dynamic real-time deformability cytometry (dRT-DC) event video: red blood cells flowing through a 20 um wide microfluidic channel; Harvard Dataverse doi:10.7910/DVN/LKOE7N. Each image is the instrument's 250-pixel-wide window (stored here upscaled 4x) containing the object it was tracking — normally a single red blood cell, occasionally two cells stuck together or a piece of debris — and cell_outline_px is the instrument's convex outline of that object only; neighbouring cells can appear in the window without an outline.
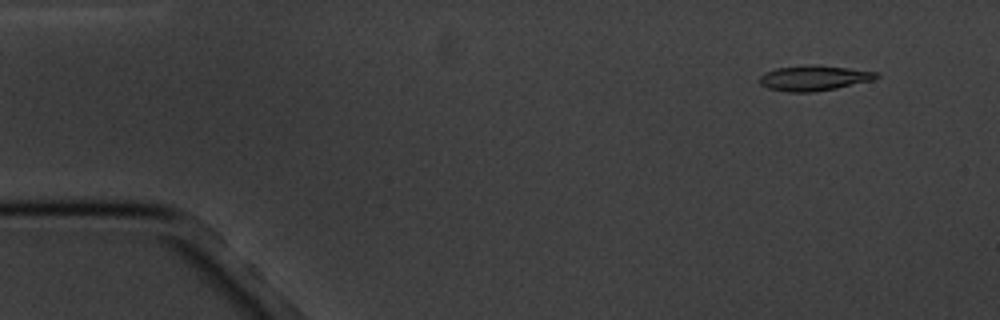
{"species": "common noctule bat (a hibernating species)", "species_latin": "Nyctalus noctula", "temperature_condition": "cold", "stored_images_in_passage": 7, "camera_frame_rate_fps": 3000, "um_per_image_px": 0.085, "animal": {"sex": "male", "body_mass_g": 20.1, "forearm_length_mm": 53.5}, "frame": {"image": 1, "passage_image": 2, "time_ms": 1.333, "image_size_px": [1000, 320], "cell_outline_px": [[880, 76], [872, 80], [836, 88], [812, 92], [788, 92], [768, 88], [760, 84], [760, 76], [764, 72], [776, 68], [812, 64], [816, 64], [848, 68], [876, 72]], "centroid_in_image_um": [69.15, 6.62], "position_along_channel_um": 15.8, "area_um2": 17.11}}
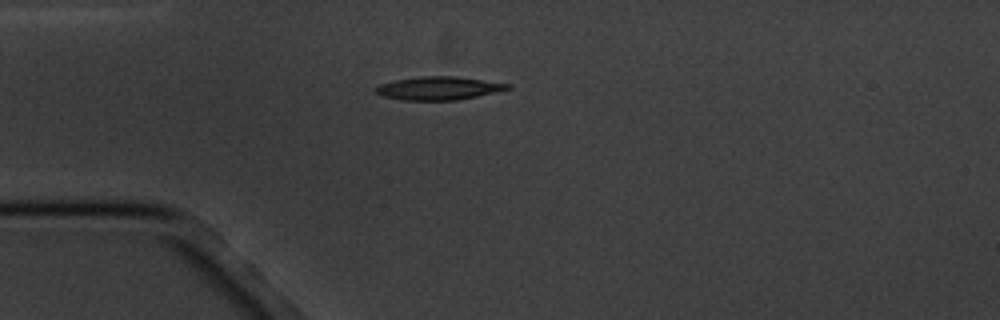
{"frame": {"image": 2, "passage_image": 5, "time_ms": 4.667, "image_size_px": [1000, 320], "cell_outline_px": [[512, 88], [476, 96], [456, 100], [404, 100], [380, 96], [376, 92], [376, 88], [380, 84], [396, 80], [420, 76], [456, 76], [512, 84]], "centroid_in_image_um": [37.29, 7.49], "position_along_channel_um": 47.7, "area_um2": 17.74}}
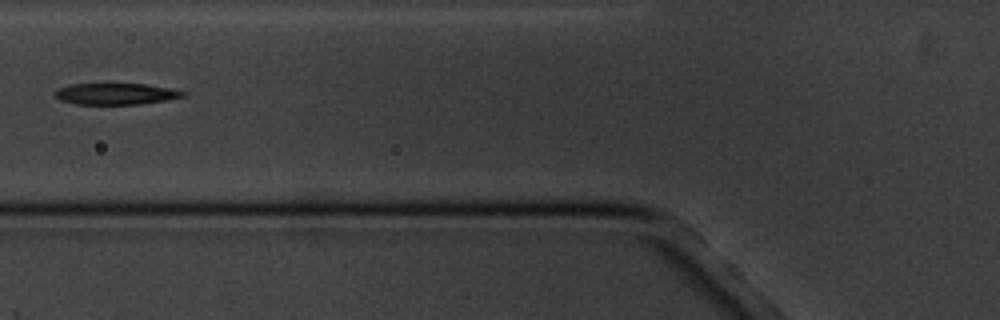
{"frame": {"image": 3, "passage_image": 7, "time_ms": 7.0, "image_size_px": [1000, 320], "cell_outline_px": [[184, 96], [168, 100], [140, 104], [76, 104], [60, 100], [56, 96], [56, 88], [68, 84], [144, 84], [168, 88], [184, 92]], "centroid_in_image_um": [9.8, 7.98], "position_along_channel_um": 116.0, "area_um2": 15.78}}